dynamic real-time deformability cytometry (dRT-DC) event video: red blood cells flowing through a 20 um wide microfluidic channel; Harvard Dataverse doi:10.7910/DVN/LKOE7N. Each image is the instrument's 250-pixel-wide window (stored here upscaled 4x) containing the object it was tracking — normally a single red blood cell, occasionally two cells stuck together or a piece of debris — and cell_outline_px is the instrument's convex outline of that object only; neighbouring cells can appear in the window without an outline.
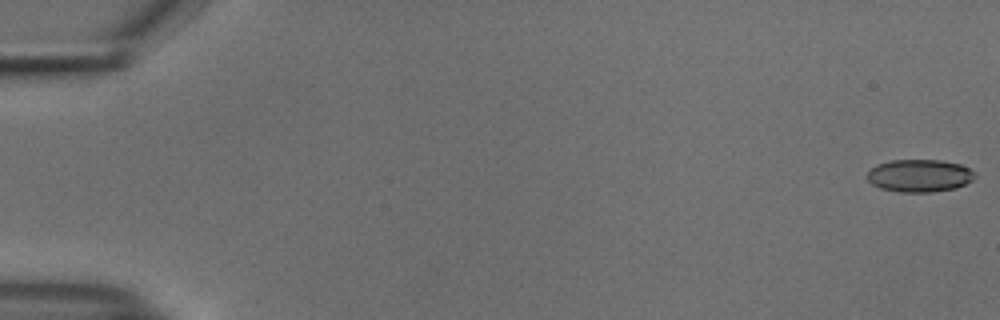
{"species": "common noctule bat (a hibernating species)", "species_latin": "Nyctalus noctula", "temperature_condition": "cold", "stored_images_in_passage": 54, "camera_frame_rate_fps": 3000, "um_per_image_px": 0.085, "animal": {"sex": "male", "body_mass_g": 18.8}, "frame": {"image": 1, "passage_image": 1, "time_ms": 0.0, "image_size_px": [1000, 320], "cell_outline_px": [[976, 176], [972, 180], [956, 188], [932, 192], [900, 192], [880, 188], [872, 184], [864, 176], [876, 164], [892, 160], [940, 160], [960, 164], [976, 172]], "centroid_in_image_um": [78.14, 14.93], "position_along_channel_um": 6.9, "area_um2": 20.58}}
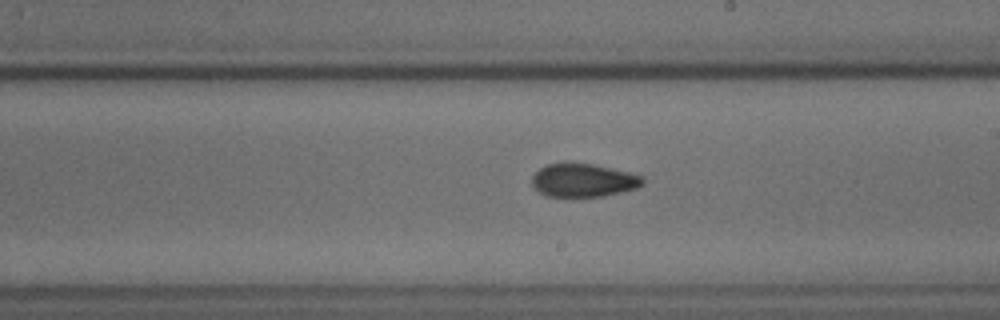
{"frame": {"image": 2, "passage_image": 32, "time_ms": 10.333, "image_size_px": [1000, 320], "cell_outline_px": [[644, 184], [636, 188], [604, 196], [548, 196], [540, 192], [532, 184], [532, 176], [540, 168], [548, 164], [564, 160], [572, 160], [592, 164], [628, 172], [644, 176]], "centroid_in_image_um": [49.57, 15.28], "position_along_channel_um": 239.4, "area_um2": 21.79}}
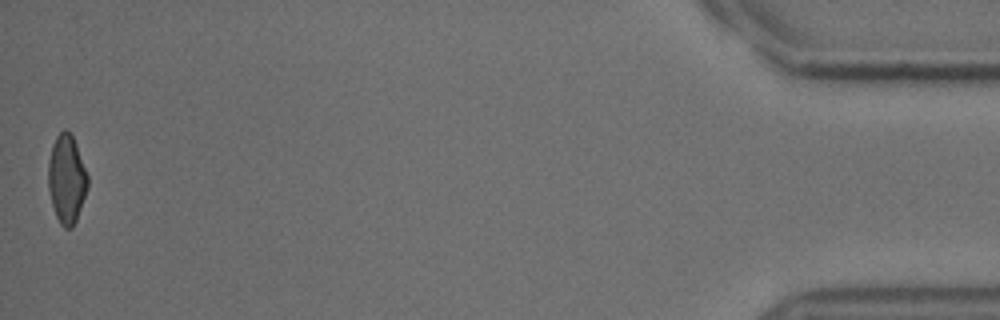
{"frame": {"image": 3, "passage_image": 54, "time_ms": 17.667, "image_size_px": [1000, 320], "cell_outline_px": [[88, 188], [76, 220], [72, 228], [64, 228], [60, 224], [56, 216], [52, 204], [48, 188], [48, 160], [52, 144], [56, 136], [64, 128], [72, 136], [76, 144], [88, 176]], "centroid_in_image_um": [5.65, 15.22], "position_along_channel_um": 429.5, "area_um2": 20.35}, "authors_computed_cell_mechanics": {"area_um2": 21.2415, "velocity_mm_per_s": 3.7854, "shape_relaxation_time_tau1_ms": 4.9877, "shape_relaxation_time_tau2_ms": 2.3975, "deformation_change_tau1": 0.118, "deformation_change_tau2": 0.0775}}